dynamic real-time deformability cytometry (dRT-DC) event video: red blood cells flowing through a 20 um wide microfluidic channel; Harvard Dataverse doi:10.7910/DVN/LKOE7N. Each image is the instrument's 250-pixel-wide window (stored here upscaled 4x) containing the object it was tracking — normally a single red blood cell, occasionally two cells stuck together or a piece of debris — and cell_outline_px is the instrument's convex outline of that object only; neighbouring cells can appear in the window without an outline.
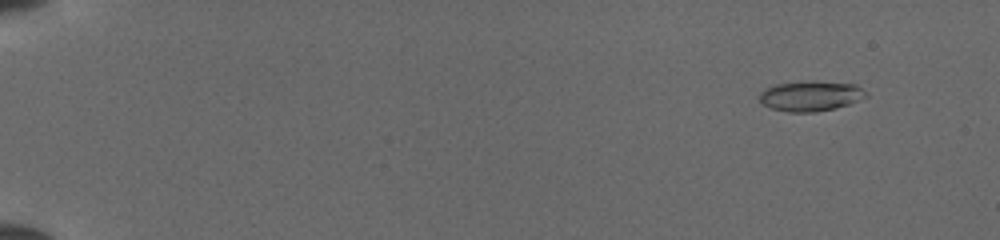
{"species": "common noctule bat (a hibernating species)", "species_latin": "Nyctalus noctula", "temperature_condition": "cold", "stored_images_in_passage": 52, "camera_frame_rate_fps": 3000, "um_per_image_px": 0.085, "animal": {"sex": "female", "body_mass_g": 19.5, "forearm_length_mm": 54.1}, "frame": {"image": 1, "passage_image": 6, "time_ms": 1.667, "image_size_px": [1000, 240], "cell_outline_px": [[868, 96], [848, 104], [836, 108], [816, 112], [788, 112], [772, 108], [764, 104], [760, 100], [760, 92], [776, 84], [812, 80], [856, 84]], "centroid_in_image_um": [68.91, 8.15], "position_along_channel_um": 16.1, "area_um2": 18.61}}
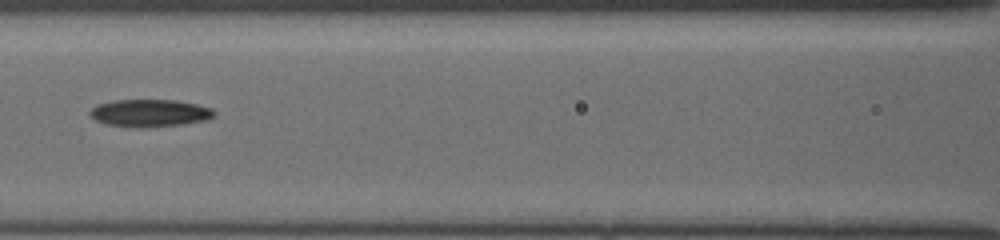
{"frame": {"image": 2, "passage_image": 27, "time_ms": 8.667, "image_size_px": [1000, 240], "cell_outline_px": [[216, 112], [212, 116], [204, 120], [184, 124], [148, 128], [136, 128], [108, 124], [96, 120], [88, 112], [96, 104], [112, 100], [176, 100], [196, 104], [212, 108]], "centroid_in_image_um": [12.71, 9.61], "position_along_channel_um": 153.9, "area_um2": 19.94}}
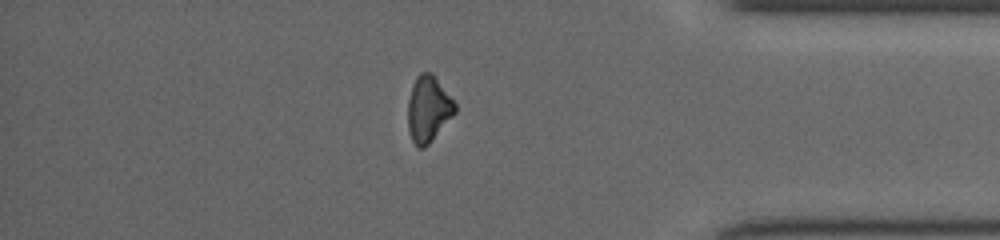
{"frame": {"image": 3, "passage_image": 46, "time_ms": 15.0, "image_size_px": [1000, 240], "cell_outline_px": [[456, 112], [432, 140], [424, 148], [416, 148], [412, 140], [408, 128], [408, 100], [412, 84], [416, 76], [420, 72], [432, 72], [456, 104]], "centroid_in_image_um": [36.39, 9.25], "position_along_channel_um": 398.8, "area_um2": 18.15}}